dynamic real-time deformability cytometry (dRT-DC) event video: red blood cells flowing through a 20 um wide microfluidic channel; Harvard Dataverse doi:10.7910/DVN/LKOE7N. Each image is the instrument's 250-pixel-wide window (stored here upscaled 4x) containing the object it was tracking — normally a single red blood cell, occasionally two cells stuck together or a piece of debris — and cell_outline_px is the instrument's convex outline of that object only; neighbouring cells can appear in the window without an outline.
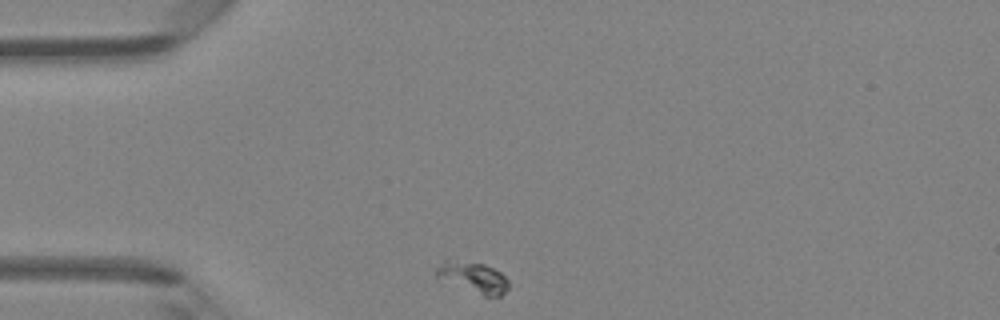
{"species": "Egyptian fruit bat (a non-hibernating species)", "species_latin": "Rousettus aegyptiacus", "temperature_condition": "room temperature", "stored_images_in_passage": 31, "camera_frame_rate_fps": 3000, "um_per_image_px": 0.085, "animal": {"sex": "female"}, "frame": {"image": 1, "passage_image": 1, "time_ms": 0.0, "image_size_px": [1000, 320], "cell_outline_px": [[508, 288], [500, 296], [484, 296], [436, 276], [436, 268], [444, 260], [484, 264], [500, 272], [508, 280]], "centroid_in_image_um": [40.26, 23.58], "position_along_channel_um": 44.7, "area_um2": 12.37}}
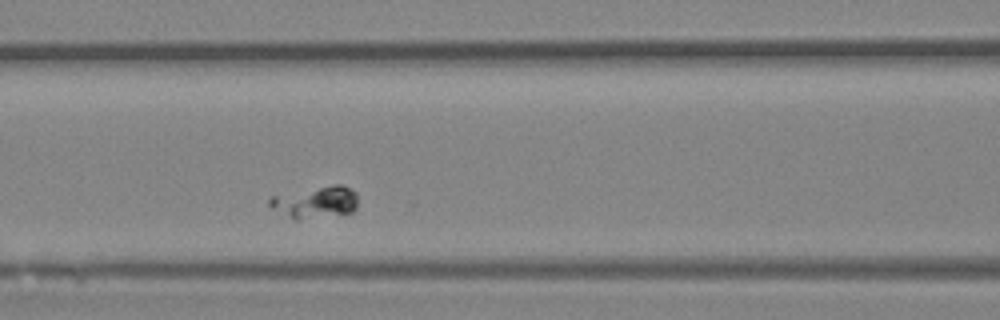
{"frame": {"image": 2, "passage_image": 10, "time_ms": 3.0, "image_size_px": [1000, 320], "cell_outline_px": [[356, 208], [352, 212], [296, 220], [272, 208], [268, 204], [268, 200], [272, 196], [336, 184], [340, 184], [356, 192]], "centroid_in_image_um": [26.81, 17.19], "position_along_channel_um": 139.8, "area_um2": 15.9}}
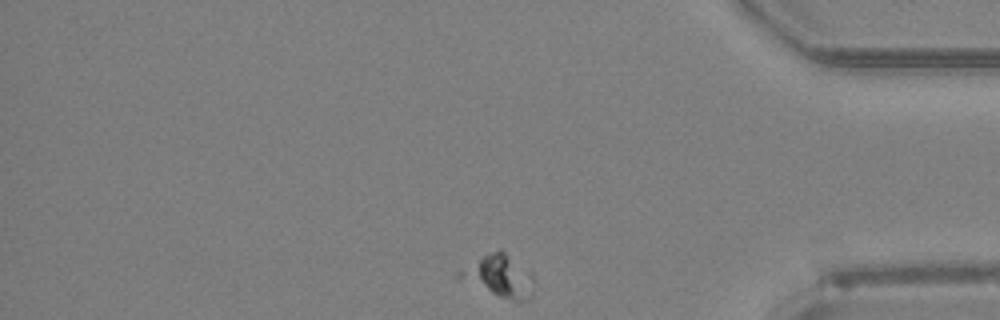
{"frame": {"image": 3, "passage_image": 31, "time_ms": 10.0, "image_size_px": [1000, 320], "cell_outline_px": [[524, 300], [512, 300], [500, 296], [456, 280], [452, 276], [456, 272], [484, 256], [500, 248], [504, 252]], "centroid_in_image_um": [41.78, 23.45], "position_along_channel_um": 393.4, "area_um2": 13.87}}